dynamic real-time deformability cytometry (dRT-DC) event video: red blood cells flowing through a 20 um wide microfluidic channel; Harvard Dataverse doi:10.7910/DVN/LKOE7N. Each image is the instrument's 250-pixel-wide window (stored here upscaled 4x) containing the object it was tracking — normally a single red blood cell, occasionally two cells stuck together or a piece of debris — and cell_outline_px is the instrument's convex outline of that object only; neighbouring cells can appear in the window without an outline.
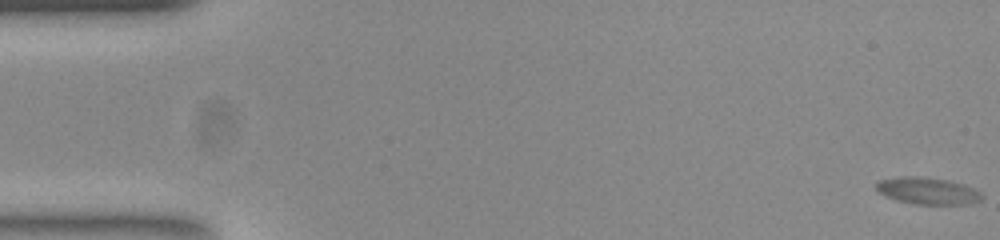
{"species": "common noctule bat (a hibernating species)", "species_latin": "Nyctalus noctula", "temperature_condition": "room temperature", "stored_images_in_passage": 55, "camera_frame_rate_fps": 3000, "um_per_image_px": 0.085, "animal": {"sex": "female", "body_mass_g": 23.0, "forearm_length_mm": 53.4}, "frame": {"image": 1, "passage_image": 1, "time_ms": 0.0, "image_size_px": [1000, 240], "cell_outline_px": [[984, 196], [980, 200], [968, 204], [916, 204], [896, 200], [884, 196], [876, 192], [876, 180], [900, 176], [924, 176], [948, 180], [964, 184], [980, 192]], "centroid_in_image_um": [78.79, 16.21], "position_along_channel_um": 6.2, "area_um2": 16.82}}
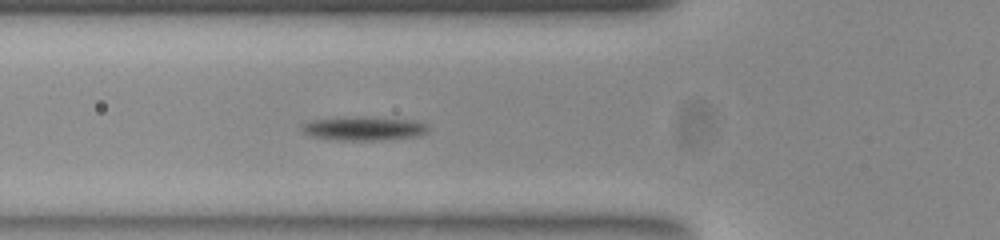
{"frame": {"image": 2, "passage_image": 20, "time_ms": 6.333, "image_size_px": [1000, 240], "cell_outline_px": [[428, 128], [424, 132], [416, 136], [376, 140], [336, 140], [316, 136], [304, 132], [300, 128], [304, 124], [312, 120], [344, 116], [364, 116], [416, 120], [428, 124]], "centroid_in_image_um": [30.93, 10.89], "position_along_channel_um": 94.9, "area_um2": 17.51}}
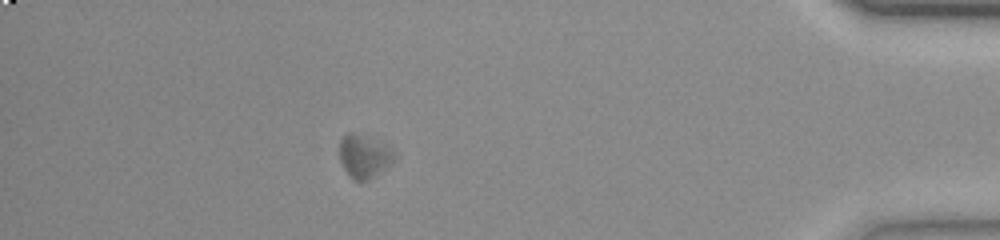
{"frame": {"image": 3, "passage_image": 49, "time_ms": 16.0, "image_size_px": [1000, 240], "cell_outline_px": [[388, 160], [368, 180], [356, 180], [344, 168], [340, 160], [340, 140], [348, 132], [352, 132], [360, 136], [380, 148], [388, 156]], "centroid_in_image_um": [30.67, 13.32], "position_along_channel_um": 404.5, "area_um2": 11.27}, "authors_computed_cell_mechanics": {"area_um2": 15.6638, "velocity_mm_per_s": 3.7332, "shape_relaxation_time_tau1_ms": 1.4234, "shape_relaxation_time_tau2_ms": null, "deformation_change_tau1": 0.1329, "deformation_change_tau2": null}}